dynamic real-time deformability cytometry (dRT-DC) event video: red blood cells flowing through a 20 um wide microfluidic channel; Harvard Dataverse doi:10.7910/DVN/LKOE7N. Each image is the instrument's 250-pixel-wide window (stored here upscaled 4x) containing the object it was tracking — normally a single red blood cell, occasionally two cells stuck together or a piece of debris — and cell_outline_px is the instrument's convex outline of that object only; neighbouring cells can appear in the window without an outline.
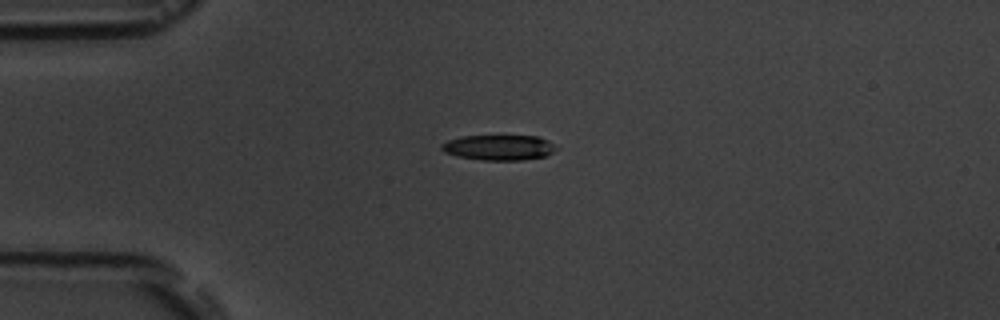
{"species": "common noctule bat (a hibernating species)", "species_latin": "Nyctalus noctula", "temperature_condition": "room temperature", "stored_images_in_passage": 3, "camera_frame_rate_fps": 3000, "um_per_image_px": 0.085, "animal": {"sex": "male", "body_mass_g": 19.5, "forearm_length_mm": 54.6}, "frame": {"image": 1, "passage_image": 1, "time_ms": 0.0, "image_size_px": [1000, 320], "cell_outline_px": [[560, 148], [544, 156], [520, 160], [480, 160], [456, 156], [444, 152], [440, 148], [440, 144], [448, 140], [460, 136], [540, 136], [556, 144]], "centroid_in_image_um": [42.41, 12.53], "position_along_channel_um": 42.6, "area_um2": 17.11}}
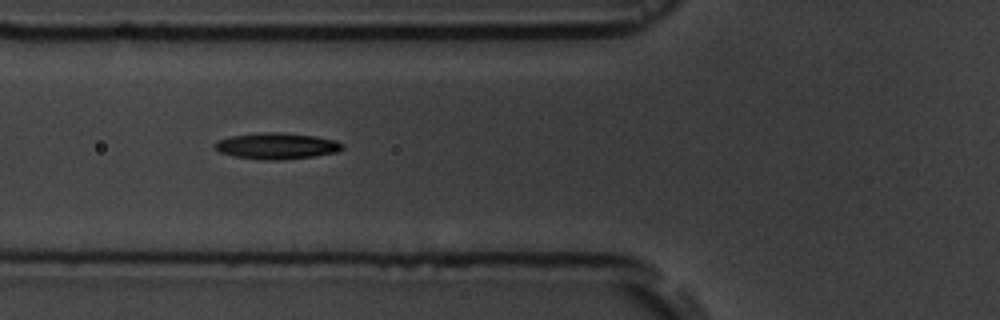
{"frame": {"image": 2, "passage_image": 3, "time_ms": 2.333, "image_size_px": [1000, 320], "cell_outline_px": [[344, 148], [336, 152], [312, 156], [280, 160], [264, 160], [236, 156], [220, 152], [212, 144], [220, 140], [232, 136], [264, 132], [284, 132], [316, 136], [336, 140], [344, 144]], "centroid_in_image_um": [23.56, 12.4], "position_along_channel_um": 102.2, "area_um2": 19.36}}